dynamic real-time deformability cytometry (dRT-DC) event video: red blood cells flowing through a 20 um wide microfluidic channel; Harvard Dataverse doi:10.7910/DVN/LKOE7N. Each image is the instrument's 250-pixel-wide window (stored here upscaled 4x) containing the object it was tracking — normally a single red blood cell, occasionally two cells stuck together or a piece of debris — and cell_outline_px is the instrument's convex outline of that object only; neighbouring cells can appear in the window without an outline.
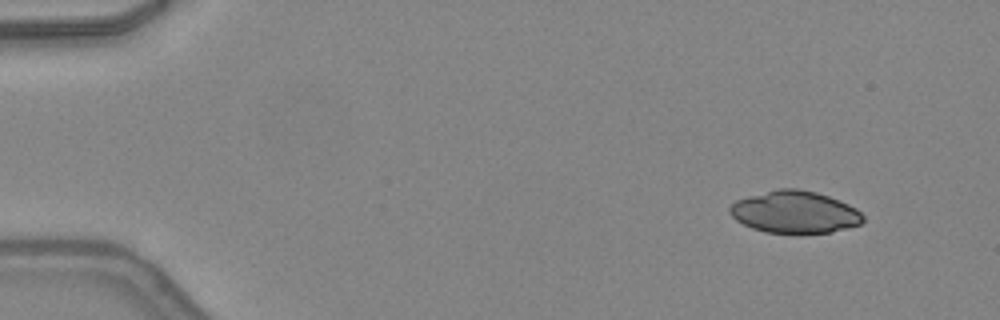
{"species": "common noctule bat (a hibernating species)", "species_latin": "Nyctalus noctula", "temperature_condition": "warm", "stored_images_in_passage": 44, "camera_frame_rate_fps": 3000, "um_per_image_px": 0.085, "animal": {"sex": "female", "body_mass_g": 24.6, "forearm_length_mm": 56.2}, "frame": {"image": 1, "passage_image": 1, "time_ms": 0.0, "image_size_px": [1000, 320], "cell_outline_px": [[864, 220], [860, 224], [832, 232], [764, 232], [752, 228], [736, 220], [728, 212], [728, 208], [736, 200], [748, 196], [780, 188], [800, 188], [816, 192], [828, 196], [848, 204], [856, 208], [864, 216]], "centroid_in_image_um": [67.54, 18.01], "position_along_channel_um": 17.5, "area_um2": 32.48}}